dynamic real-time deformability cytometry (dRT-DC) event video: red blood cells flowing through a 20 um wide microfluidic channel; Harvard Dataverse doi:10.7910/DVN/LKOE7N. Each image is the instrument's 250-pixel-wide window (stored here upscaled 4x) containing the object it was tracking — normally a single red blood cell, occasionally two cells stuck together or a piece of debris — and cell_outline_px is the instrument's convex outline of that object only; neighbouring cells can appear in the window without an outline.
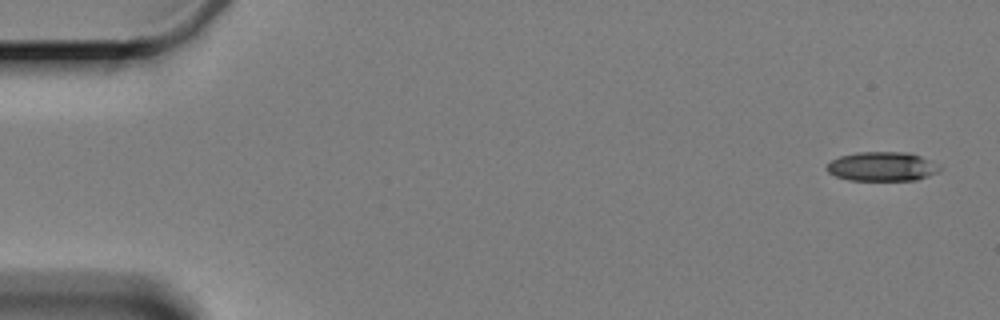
{"species": "Egyptian fruit bat (a non-hibernating species)", "species_latin": "Rousettus aegyptiacus", "temperature_condition": "cold", "stored_images_in_passage": 5, "camera_frame_rate_fps": 3000, "um_per_image_px": 0.085, "animal": {"sex": "female"}, "frame": {"image": 1, "passage_image": 1, "time_ms": 0.0, "image_size_px": [1000, 320], "cell_outline_px": [[944, 168], [940, 172], [916, 180], [848, 180], [836, 176], [828, 172], [828, 164], [832, 160], [840, 156], [856, 152], [908, 152], [932, 160], [940, 164]], "centroid_in_image_um": [75.06, 14.15], "position_along_channel_um": 9.9, "area_um2": 19.42}}